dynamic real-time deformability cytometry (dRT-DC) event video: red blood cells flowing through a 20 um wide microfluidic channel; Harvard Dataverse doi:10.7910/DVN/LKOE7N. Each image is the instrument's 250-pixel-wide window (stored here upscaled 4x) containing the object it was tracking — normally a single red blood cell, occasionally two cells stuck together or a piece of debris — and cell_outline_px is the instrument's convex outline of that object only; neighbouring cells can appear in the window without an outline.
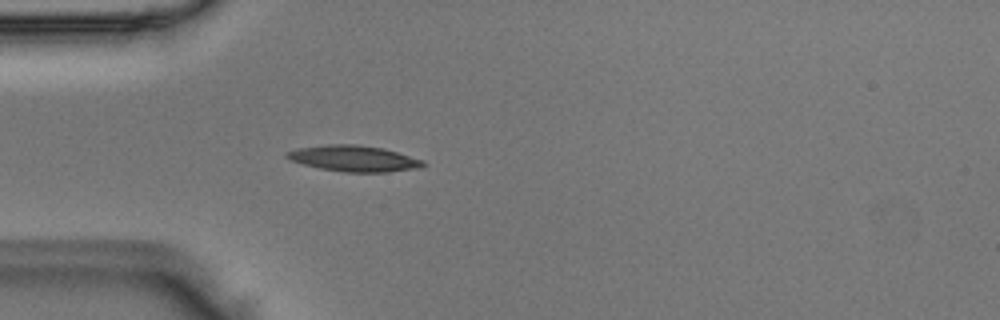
{"species": "Egyptian fruit bat (a non-hibernating species)", "species_latin": "Rousettus aegyptiacus", "temperature_condition": "room temperature", "stored_images_in_passage": 3, "camera_frame_rate_fps": 3000, "um_per_image_px": 0.085, "animal": {"sex": "male"}, "frame": {"image": 1, "passage_image": 3, "time_ms": 0.667, "image_size_px": [1000, 320], "cell_outline_px": [[424, 164], [420, 168], [388, 172], [344, 172], [320, 168], [304, 164], [292, 160], [284, 156], [284, 152], [296, 148], [324, 144], [356, 144], [384, 148], [424, 160]], "centroid_in_image_um": [30.06, 13.46], "position_along_channel_um": 54.9, "area_um2": 20.75}}